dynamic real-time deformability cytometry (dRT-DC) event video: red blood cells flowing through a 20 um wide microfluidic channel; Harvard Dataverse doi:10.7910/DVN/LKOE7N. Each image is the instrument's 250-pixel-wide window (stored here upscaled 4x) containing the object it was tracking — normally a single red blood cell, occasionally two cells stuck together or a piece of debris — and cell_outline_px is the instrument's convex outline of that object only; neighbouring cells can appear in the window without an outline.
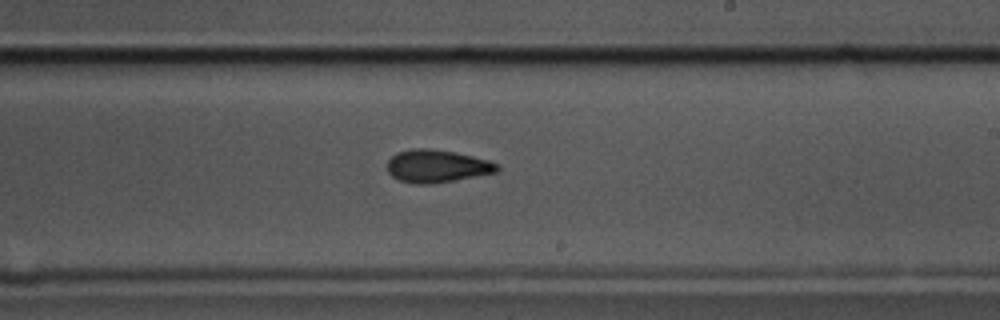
{"species": "common noctule bat (a hibernating species)", "species_latin": "Nyctalus noctula", "temperature_condition": "cold", "stored_images_in_passage": 56, "camera_frame_rate_fps": 3000, "um_per_image_px": 0.085, "animal": {"sex": "male", "body_mass_g": 17.5, "forearm_length_mm": 52.3}, "frame": {"image": 1, "passage_image": 32, "time_ms": 10.333, "image_size_px": [1000, 320], "cell_outline_px": [[500, 168], [496, 172], [452, 180], [428, 184], [412, 184], [400, 180], [392, 176], [388, 172], [388, 160], [396, 152], [412, 148], [428, 148], [456, 152], [488, 160], [500, 164]], "centroid_in_image_um": [37.12, 14.1], "position_along_channel_um": 251.9, "area_um2": 20.87}, "authors_computed_cell_mechanics": {"area_um2": 21.1548, "velocity_mm_per_s": 3.5786, "shape_relaxation_time_tau1_ms": 4.5222, "shape_relaxation_time_tau2_ms": 8.3328, "deformation_change_tau1": 0.1102, "deformation_change_tau2": 0.1639}}